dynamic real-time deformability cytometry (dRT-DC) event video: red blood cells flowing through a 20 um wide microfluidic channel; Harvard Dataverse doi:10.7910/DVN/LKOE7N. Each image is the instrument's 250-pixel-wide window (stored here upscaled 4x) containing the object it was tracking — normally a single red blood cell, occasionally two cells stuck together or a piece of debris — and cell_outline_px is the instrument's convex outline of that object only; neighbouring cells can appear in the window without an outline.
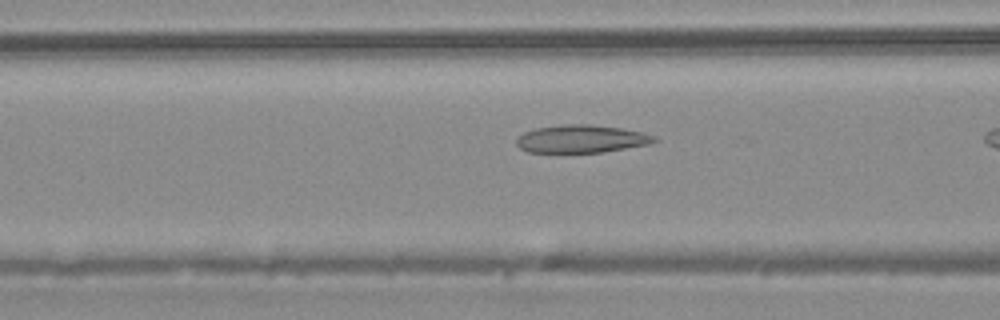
{"species": "common noctule bat (a hibernating species)", "species_latin": "Nyctalus noctula", "temperature_condition": "warm", "stored_images_in_passage": 4, "camera_frame_rate_fps": 3000, "um_per_image_px": 0.085, "animal": {"sex": "male", "body_mass_g": 20.4}, "frame": {"image": 1, "passage_image": 4, "time_ms": 1.0, "image_size_px": [1000, 320], "cell_outline_px": [[660, 140], [648, 144], [604, 152], [528, 152], [520, 148], [516, 144], [516, 140], [524, 132], [536, 128], [560, 124], [588, 124], [620, 128], [644, 132], [656, 136]], "centroid_in_image_um": [49.44, 11.8], "position_along_channel_um": 117.2, "area_um2": 22.37}}